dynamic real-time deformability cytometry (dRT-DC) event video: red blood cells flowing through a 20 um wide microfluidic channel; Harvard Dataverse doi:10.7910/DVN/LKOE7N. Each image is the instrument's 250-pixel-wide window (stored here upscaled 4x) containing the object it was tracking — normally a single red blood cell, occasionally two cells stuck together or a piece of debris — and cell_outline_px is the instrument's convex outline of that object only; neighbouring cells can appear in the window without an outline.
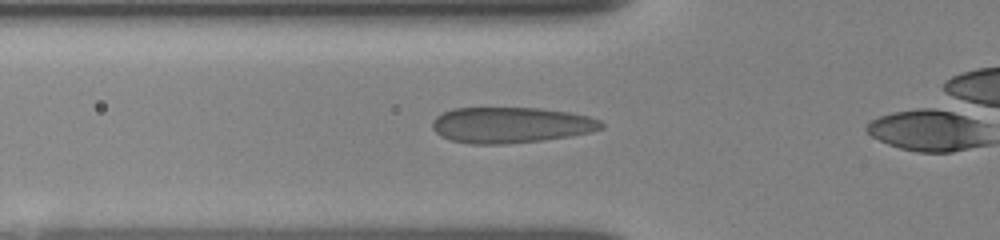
{"species": "human", "species_latin": "Homo sapiens", "temperature_condition": "room temperature", "stored_images_in_passage": 14, "camera_frame_rate_fps": 3000, "um_per_image_px": 0.085, "donor": {"sex": "female"}, "frame": {"image": 1, "passage_image": 7, "time_ms": 1.333, "image_size_px": [1000, 240], "cell_outline_px": [[604, 128], [592, 132], [544, 140], [504, 144], [468, 144], [452, 140], [440, 136], [432, 128], [432, 120], [436, 116], [452, 108], [540, 108], [568, 112], [588, 116], [600, 120], [604, 124]], "centroid_in_image_um": [43.42, 10.63], "position_along_channel_um": 82.4, "area_um2": 35.43}}
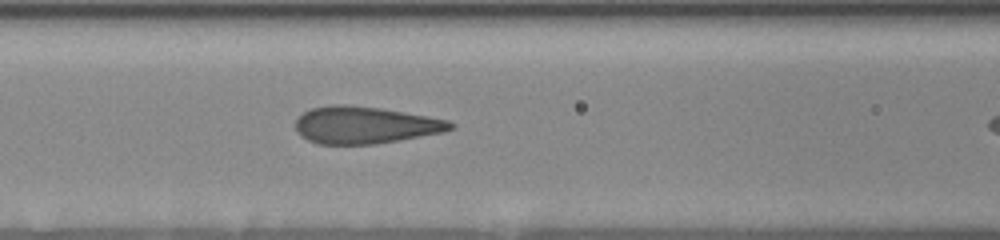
{"frame": {"image": 2, "passage_image": 11, "time_ms": 2.667, "image_size_px": [1000, 240], "cell_outline_px": [[456, 128], [444, 132], [400, 140], [376, 144], [316, 144], [300, 136], [296, 132], [296, 120], [304, 112], [312, 108], [328, 104], [344, 104], [380, 108], [428, 116], [448, 120], [456, 124]], "centroid_in_image_um": [31.04, 10.63], "position_along_channel_um": 135.6, "area_um2": 33.76}}
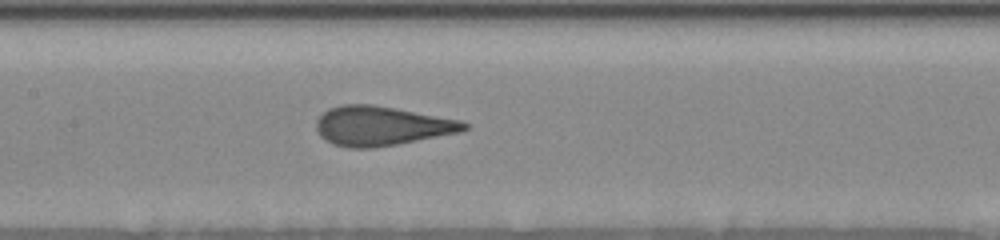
{"frame": {"image": 3, "passage_image": 13, "time_ms": 3.667, "image_size_px": [1000, 240], "cell_outline_px": [[468, 128], [460, 132], [396, 144], [372, 148], [348, 148], [332, 144], [320, 136], [316, 128], [316, 120], [328, 108], [340, 104], [372, 104], [396, 108], [460, 120], [468, 124]], "centroid_in_image_um": [32.38, 10.7], "position_along_channel_um": 175.0, "area_um2": 33.87}}